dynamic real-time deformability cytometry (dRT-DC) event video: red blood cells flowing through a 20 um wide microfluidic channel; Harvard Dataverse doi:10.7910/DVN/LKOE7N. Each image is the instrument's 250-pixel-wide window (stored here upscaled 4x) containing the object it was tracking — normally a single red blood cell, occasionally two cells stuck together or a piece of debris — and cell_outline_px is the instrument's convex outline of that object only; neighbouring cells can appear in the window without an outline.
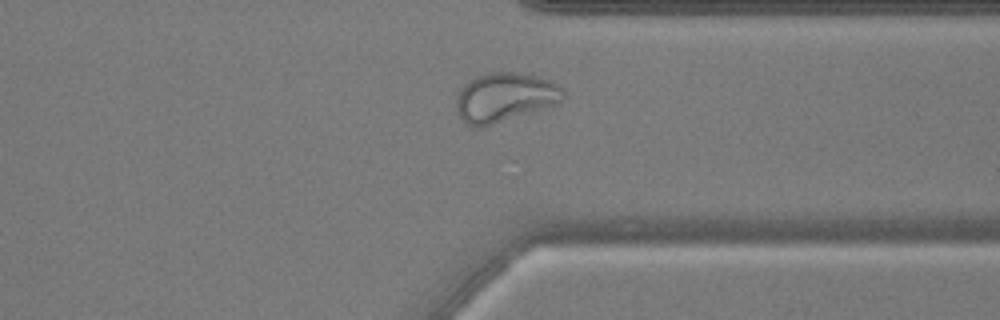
{"species": "common noctule bat (a hibernating species)", "species_latin": "Nyctalus noctula", "temperature_condition": "warm", "stored_images_in_passage": 43, "camera_frame_rate_fps": 3000, "um_per_image_px": 0.085, "animal": {"sex": "male", "body_mass_g": 17.9, "forearm_length_mm": 54.2}, "frame": {"image": 1, "passage_image": 31, "time_ms": 10.0, "image_size_px": [1000, 320], "cell_outline_px": [[564, 100], [480, 128], [472, 128], [464, 124], [460, 120], [456, 112], [456, 96], [460, 88], [472, 76], [488, 72], [516, 72], [536, 76], [552, 80], [564, 92]], "centroid_in_image_um": [42.79, 8.26], "position_along_channel_um": 368.6, "area_um2": 30.69}}
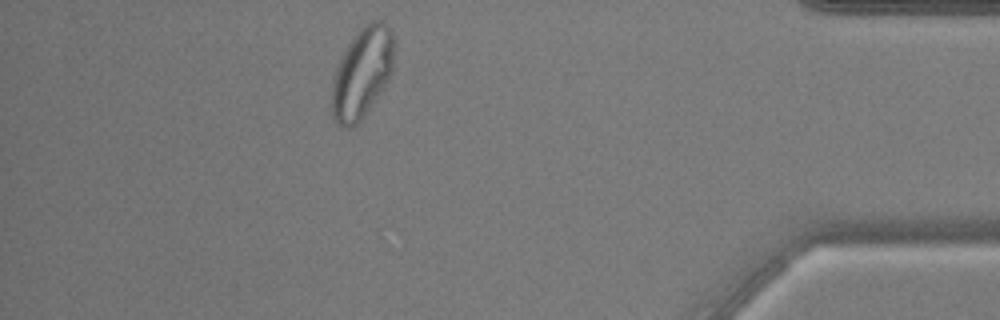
{"frame": {"image": 2, "passage_image": 37, "time_ms": 12.0, "image_size_px": [1000, 320], "cell_outline_px": [[392, 72], [388, 80], [364, 116], [352, 128], [340, 128], [336, 124], [332, 116], [332, 80], [336, 68], [348, 44], [356, 32], [364, 24], [372, 20], [384, 20], [392, 28]], "centroid_in_image_um": [30.76, 6.2], "position_along_channel_um": 404.4, "area_um2": 32.77}}